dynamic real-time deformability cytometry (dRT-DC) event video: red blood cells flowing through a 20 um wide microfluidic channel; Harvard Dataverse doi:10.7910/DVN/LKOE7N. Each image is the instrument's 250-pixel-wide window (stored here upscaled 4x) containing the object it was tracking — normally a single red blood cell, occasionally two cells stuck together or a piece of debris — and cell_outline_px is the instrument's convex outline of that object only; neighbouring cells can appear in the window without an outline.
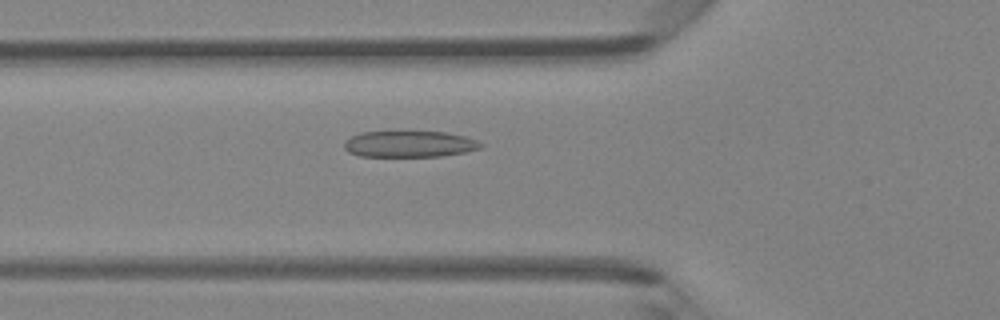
{"species": "Egyptian fruit bat (a non-hibernating species)", "species_latin": "Rousettus aegyptiacus", "temperature_condition": "room temperature", "stored_images_in_passage": 47, "camera_frame_rate_fps": 3000, "um_per_image_px": 0.085, "animal": {"sex": "female"}, "frame": {"image": 1, "passage_image": 17, "time_ms": 5.333, "image_size_px": [1000, 320], "cell_outline_px": [[484, 144], [480, 148], [464, 152], [440, 156], [360, 156], [348, 152], [344, 148], [344, 140], [360, 132], [444, 132], [464, 136], [476, 140]], "centroid_in_image_um": [34.77, 12.24], "position_along_channel_um": 91.0, "area_um2": 20.75}}
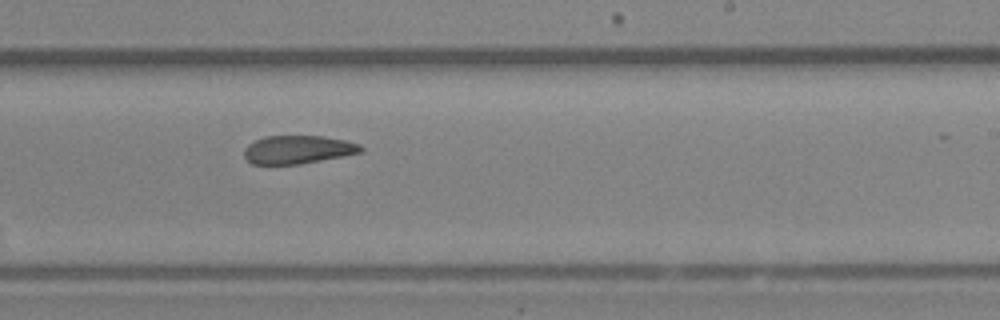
{"frame": {"image": 2, "passage_image": 29, "time_ms": 9.333, "image_size_px": [1000, 320], "cell_outline_px": [[364, 152], [300, 164], [252, 164], [244, 156], [244, 148], [248, 144], [264, 136], [324, 136], [344, 140], [360, 144], [364, 148]], "centroid_in_image_um": [25.34, 12.71], "position_along_channel_um": 263.7, "area_um2": 19.25}}
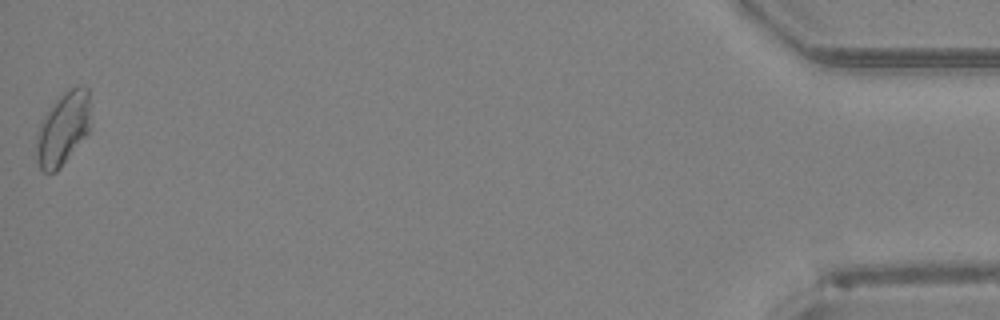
{"frame": {"image": 3, "passage_image": 47, "time_ms": 15.333, "image_size_px": [1000, 320], "cell_outline_px": [[88, 132], [60, 168], [56, 172], [44, 172], [40, 168], [36, 160], [36, 132], [44, 116], [56, 100], [68, 88], [76, 84], [80, 84], [88, 88]], "centroid_in_image_um": [5.31, 10.93], "position_along_channel_um": 429.9, "area_um2": 22.77}, "authors_computed_cell_mechanics": {"area_um2": 20.9814, "velocity_mm_per_s": 4.3397, "shape_relaxation_time_tau1_ms": null, "shape_relaxation_time_tau2_ms": 3.1416, "deformation_change_tau1": null, "deformation_change_tau2": 0.0866}}